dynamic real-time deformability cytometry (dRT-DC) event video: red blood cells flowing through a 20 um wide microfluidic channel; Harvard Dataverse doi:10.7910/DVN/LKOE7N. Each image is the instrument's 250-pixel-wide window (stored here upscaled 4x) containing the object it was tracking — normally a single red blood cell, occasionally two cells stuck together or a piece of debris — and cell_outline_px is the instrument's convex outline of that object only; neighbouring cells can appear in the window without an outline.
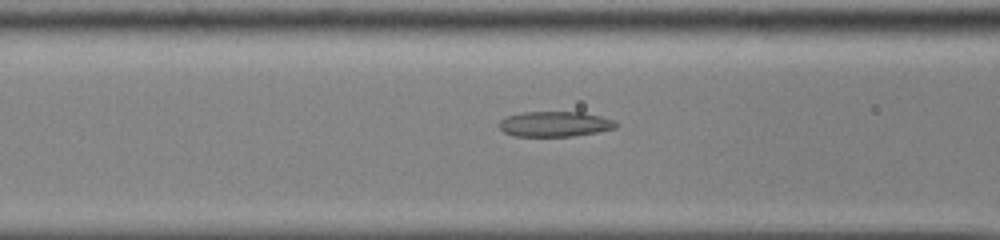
{"species": "common noctule bat (a hibernating species)", "species_latin": "Nyctalus noctula", "temperature_condition": "cold", "stored_images_in_passage": 38, "camera_frame_rate_fps": 3000, "um_per_image_px": 0.085, "animal": {"sex": "male", "body_mass_g": 13.0, "forearm_length_mm": 53.1}, "frame": {"image": 1, "passage_image": 8, "time_ms": 2.333, "image_size_px": [1000, 240], "cell_outline_px": [[620, 124], [616, 128], [596, 132], [572, 136], [512, 136], [504, 132], [496, 124], [500, 120], [508, 116], [524, 112], [584, 112], [616, 120]], "centroid_in_image_um": [47.18, 10.54], "position_along_channel_um": 119.4, "area_um2": 17.34}}
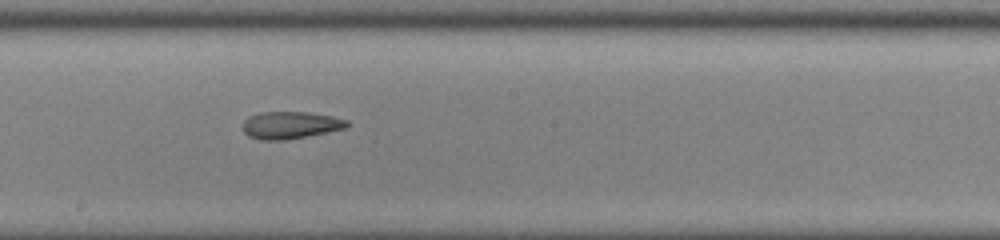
{"frame": {"image": 2, "passage_image": 16, "time_ms": 5.0, "image_size_px": [1000, 240], "cell_outline_px": [[348, 128], [288, 140], [260, 140], [248, 136], [244, 132], [244, 120], [248, 116], [260, 112], [308, 112], [332, 116], [348, 120]], "centroid_in_image_um": [24.69, 10.64], "position_along_channel_um": 223.5, "area_um2": 16.7}}
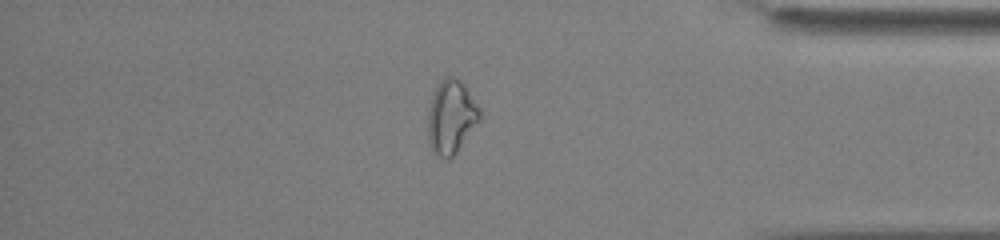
{"frame": {"image": 3, "passage_image": 31, "time_ms": 10.0, "image_size_px": [1000, 240], "cell_outline_px": [[480, 120], [456, 152], [452, 156], [440, 156], [432, 148], [428, 140], [428, 108], [432, 96], [440, 80], [444, 76], [456, 76], [464, 84], [480, 108]], "centroid_in_image_um": [38.35, 9.87], "position_along_channel_um": 396.8, "area_um2": 21.91}, "authors_computed_cell_mechanics": {"area_um2": 17.5712, "velocity_mm_per_s": 3.8967, "shape_relaxation_time_tau1_ms": null, "shape_relaxation_time_tau2_ms": 4.8988, "deformation_change_tau1": null, "deformation_change_tau2": 0.1515}}